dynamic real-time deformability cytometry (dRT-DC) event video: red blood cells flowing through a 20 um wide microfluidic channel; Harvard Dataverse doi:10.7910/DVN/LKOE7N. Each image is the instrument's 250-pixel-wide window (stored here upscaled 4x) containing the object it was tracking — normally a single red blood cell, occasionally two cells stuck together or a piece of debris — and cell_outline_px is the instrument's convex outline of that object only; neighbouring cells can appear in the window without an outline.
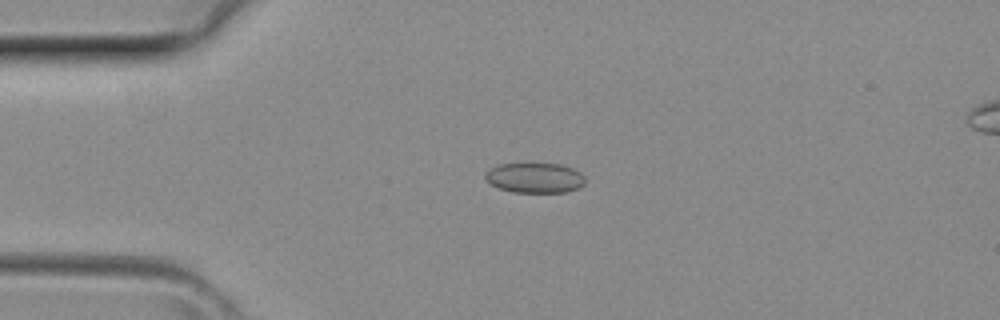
{"species": "common noctule bat (a hibernating species)", "species_latin": "Nyctalus noctula", "temperature_condition": "room temperature", "stored_images_in_passage": 4, "camera_frame_rate_fps": 3000, "um_per_image_px": 0.085, "animal": {"sex": "female", "body_mass_g": 29.2, "forearm_length_mm": 56.3}, "frame": {"image": 1, "passage_image": 2, "time_ms": 0.333, "image_size_px": [1000, 320], "cell_outline_px": [[584, 184], [580, 188], [568, 192], [512, 192], [500, 188], [492, 184], [484, 176], [484, 172], [488, 168], [500, 164], [560, 164], [572, 168], [580, 172], [584, 176]], "centroid_in_image_um": [45.47, 15.12], "position_along_channel_um": 39.5, "area_um2": 17.51}}
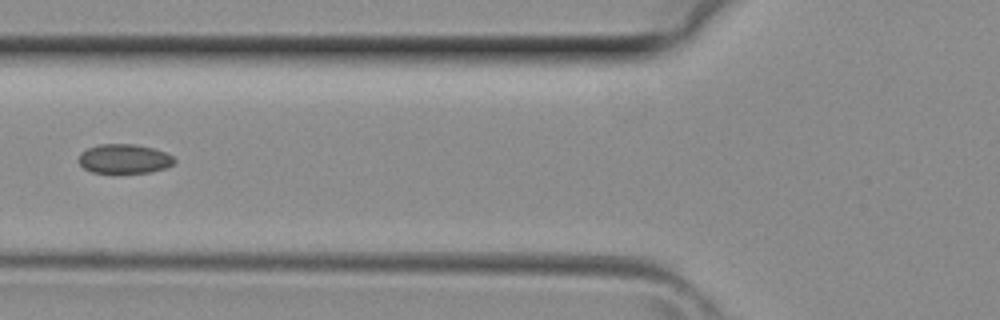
{"frame": {"image": 2, "passage_image": 4, "time_ms": 1.0, "image_size_px": [1000, 320], "cell_outline_px": [[176, 160], [172, 164], [164, 168], [152, 172], [92, 172], [84, 168], [76, 160], [80, 152], [88, 148], [100, 144], [132, 144], [152, 148], [164, 152], [172, 156]], "centroid_in_image_um": [10.51, 13.49], "position_along_channel_um": 115.3, "area_um2": 16.18}}